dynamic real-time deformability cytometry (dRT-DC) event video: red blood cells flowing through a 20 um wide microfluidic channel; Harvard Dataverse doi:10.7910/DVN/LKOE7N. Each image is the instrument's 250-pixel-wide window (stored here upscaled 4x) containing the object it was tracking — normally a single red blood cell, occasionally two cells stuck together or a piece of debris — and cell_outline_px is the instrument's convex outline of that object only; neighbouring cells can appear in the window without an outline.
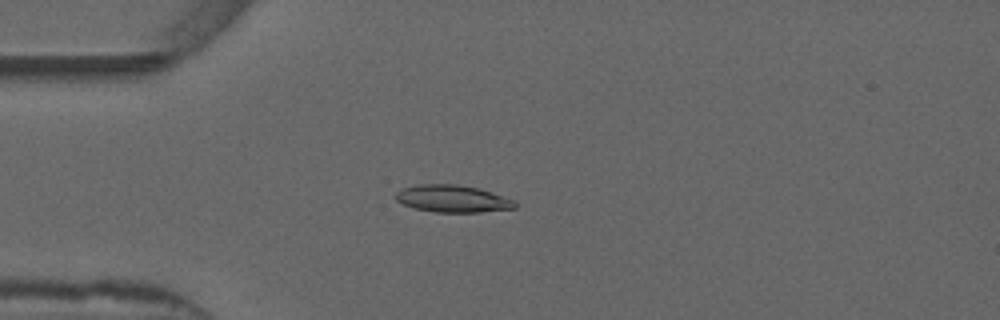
{"species": "common noctule bat (a hibernating species)", "species_latin": "Nyctalus noctula", "temperature_condition": "warm", "stored_images_in_passage": 50, "camera_frame_rate_fps": 3000, "um_per_image_px": 0.085, "animal": {"sex": "male", "forearm_length_mm": 52.5}, "frame": {"image": 1, "passage_image": 11, "time_ms": 3.333, "image_size_px": [1000, 320], "cell_outline_px": [[516, 208], [480, 212], [436, 212], [416, 208], [404, 204], [396, 200], [396, 192], [404, 188], [416, 184], [456, 184], [480, 188], [516, 200]], "centroid_in_image_um": [38.51, 16.88], "position_along_channel_um": 46.5, "area_um2": 18.9}}
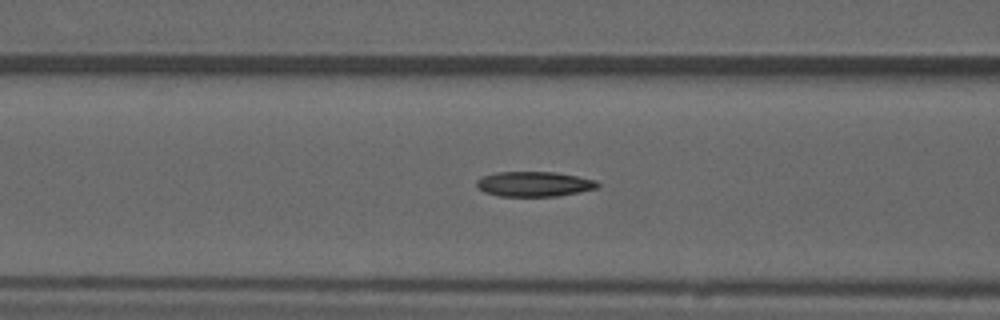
{"frame": {"image": 2, "passage_image": 18, "time_ms": 5.667, "image_size_px": [1000, 320], "cell_outline_px": [[600, 184], [596, 188], [580, 192], [560, 196], [500, 196], [484, 192], [476, 184], [476, 180], [484, 176], [496, 172], [556, 172], [596, 180]], "centroid_in_image_um": [45.42, 15.64], "position_along_channel_um": 121.2, "area_um2": 17.57}}
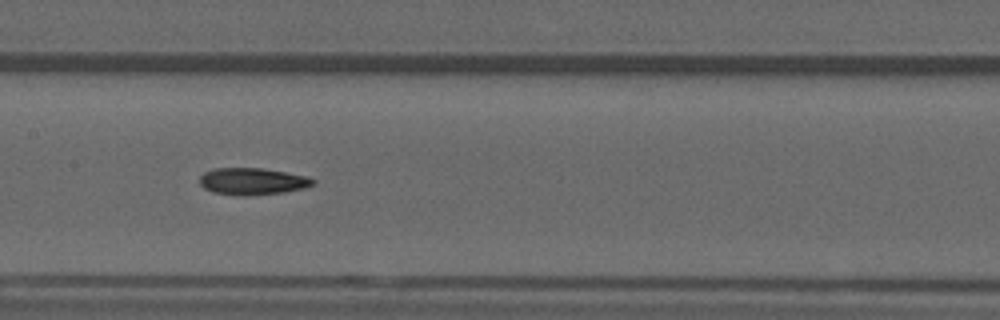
{"frame": {"image": 3, "passage_image": 23, "time_ms": 7.333, "image_size_px": [1000, 320], "cell_outline_px": [[316, 180], [312, 184], [304, 188], [284, 192], [248, 196], [236, 196], [212, 192], [204, 188], [200, 184], [200, 176], [204, 172], [212, 168], [260, 168], [308, 176]], "centroid_in_image_um": [21.42, 15.42], "position_along_channel_um": 186.0, "area_um2": 17.86}}